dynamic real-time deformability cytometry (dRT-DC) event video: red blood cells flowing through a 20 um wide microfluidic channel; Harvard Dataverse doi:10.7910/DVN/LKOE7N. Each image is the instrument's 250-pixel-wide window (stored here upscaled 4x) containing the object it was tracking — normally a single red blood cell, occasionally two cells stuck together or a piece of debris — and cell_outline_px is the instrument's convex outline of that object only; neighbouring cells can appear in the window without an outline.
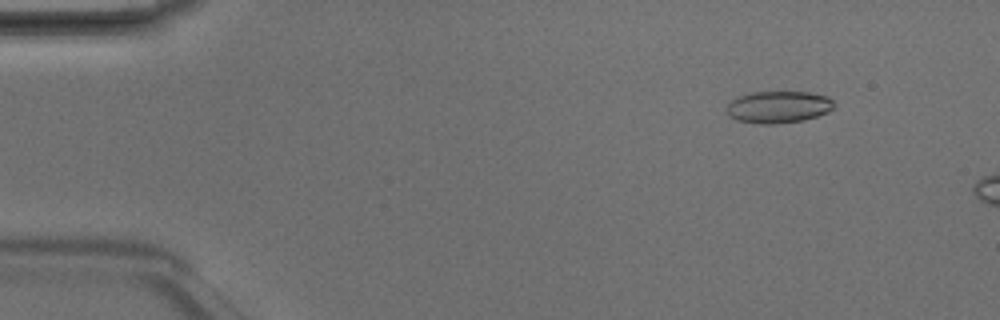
{"species": "Egyptian fruit bat (a non-hibernating species)", "species_latin": "Rousettus aegyptiacus", "temperature_condition": "room temperature", "stored_images_in_passage": 4, "camera_frame_rate_fps": 3000, "um_per_image_px": 0.085, "animal": {"sex": "male"}, "frame": {"image": 1, "passage_image": 1, "time_ms": 0.0, "image_size_px": [1000, 320], "cell_outline_px": [[836, 104], [828, 112], [804, 120], [772, 124], [760, 124], [736, 120], [728, 116], [728, 104], [736, 96], [752, 92], [812, 92], [828, 96]], "centroid_in_image_um": [66.17, 9.09], "position_along_channel_um": 18.8, "area_um2": 20.11}}